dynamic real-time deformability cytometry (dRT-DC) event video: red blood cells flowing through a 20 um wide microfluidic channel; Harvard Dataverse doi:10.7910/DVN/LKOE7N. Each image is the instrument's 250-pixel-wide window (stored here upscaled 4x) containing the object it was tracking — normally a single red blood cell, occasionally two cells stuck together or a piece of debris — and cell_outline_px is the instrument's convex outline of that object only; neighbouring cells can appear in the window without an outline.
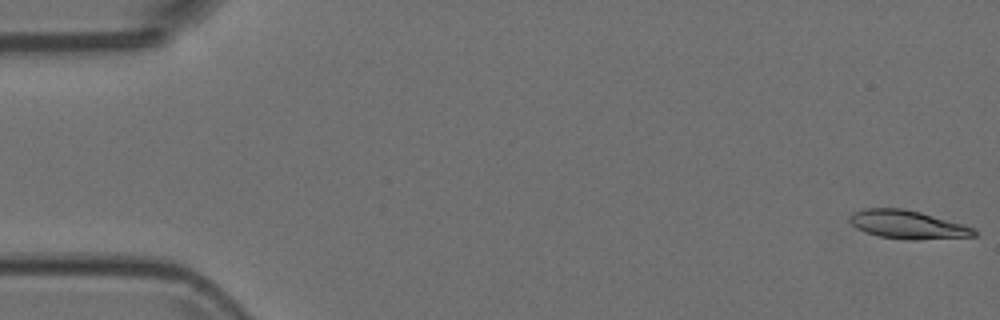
{"species": "Egyptian fruit bat (a non-hibernating species)", "species_latin": "Rousettus aegyptiacus", "temperature_condition": "room temperature", "stored_images_in_passage": 53, "camera_frame_rate_fps": 3000, "um_per_image_px": 0.085, "animal": {"sex": "female"}, "frame": {"image": 1, "passage_image": 1, "time_ms": 0.0, "image_size_px": [1000, 320], "cell_outline_px": [[976, 236], [916, 240], [912, 240], [880, 236], [864, 232], [856, 228], [848, 220], [852, 212], [864, 208], [904, 208], [920, 212], [964, 224], [976, 228]], "centroid_in_image_um": [77.15, 19.08], "position_along_channel_um": 7.9, "area_um2": 20.69}}
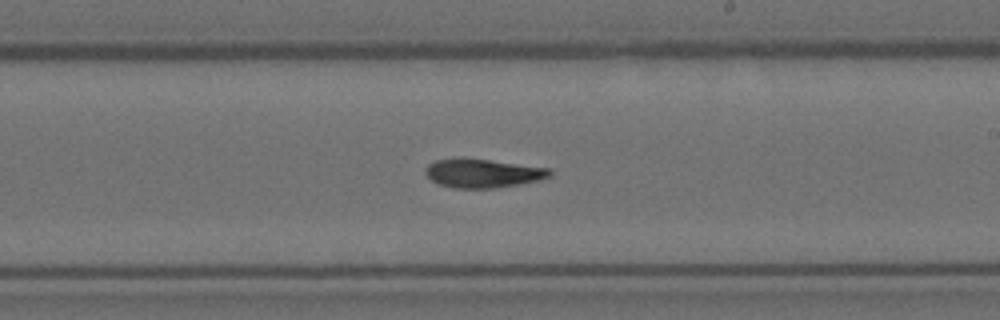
{"frame": {"image": 2, "passage_image": 31, "time_ms": 10.0, "image_size_px": [1000, 320], "cell_outline_px": [[552, 176], [540, 180], [520, 184], [492, 188], [456, 188], [440, 184], [432, 180], [424, 172], [424, 168], [428, 164], [436, 160], [456, 156], [464, 156], [552, 168]], "centroid_in_image_um": [41.05, 14.69], "position_along_channel_um": 248.0, "area_um2": 21.44}}
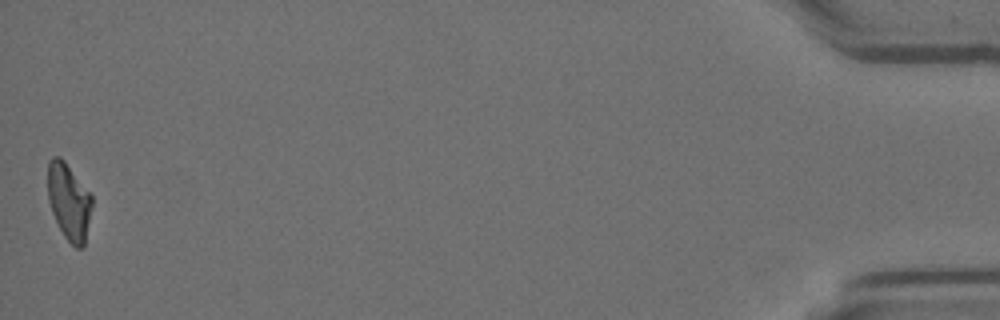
{"frame": {"image": 3, "passage_image": 53, "time_ms": 17.333, "image_size_px": [1000, 320], "cell_outline_px": [[92, 204], [84, 248], [76, 248], [64, 236], [52, 212], [48, 200], [48, 160], [52, 156], [60, 156], [64, 160], [92, 196]], "centroid_in_image_um": [5.85, 17.12], "position_along_channel_um": 429.4, "area_um2": 19.59}}